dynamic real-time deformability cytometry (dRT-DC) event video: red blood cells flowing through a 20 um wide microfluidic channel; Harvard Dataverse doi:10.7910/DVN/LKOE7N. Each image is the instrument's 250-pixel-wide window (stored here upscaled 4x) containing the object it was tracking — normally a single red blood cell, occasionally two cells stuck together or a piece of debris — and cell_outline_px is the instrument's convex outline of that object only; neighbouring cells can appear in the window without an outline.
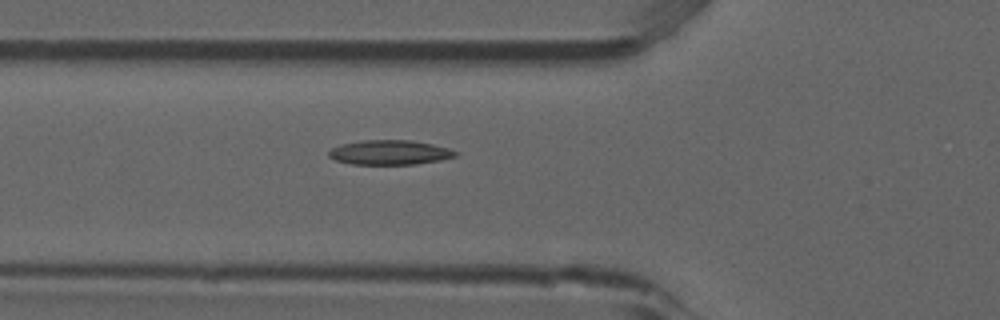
{"species": "common noctule bat (a hibernating species)", "species_latin": "Nyctalus noctula", "temperature_condition": "room temperature", "stored_images_in_passage": 53, "camera_frame_rate_fps": 3000, "um_per_image_px": 0.085, "animal": {"sex": "male", "forearm_length_mm": 52.5}, "frame": {"image": 1, "passage_image": 19, "time_ms": 6.0, "image_size_px": [1000, 320], "cell_outline_px": [[460, 152], [456, 156], [440, 160], [416, 164], [352, 164], [336, 160], [328, 156], [328, 152], [332, 148], [340, 144], [360, 140], [412, 140], [432, 144], [448, 148]], "centroid_in_image_um": [33.13, 12.95], "position_along_channel_um": 92.7, "area_um2": 18.21}}
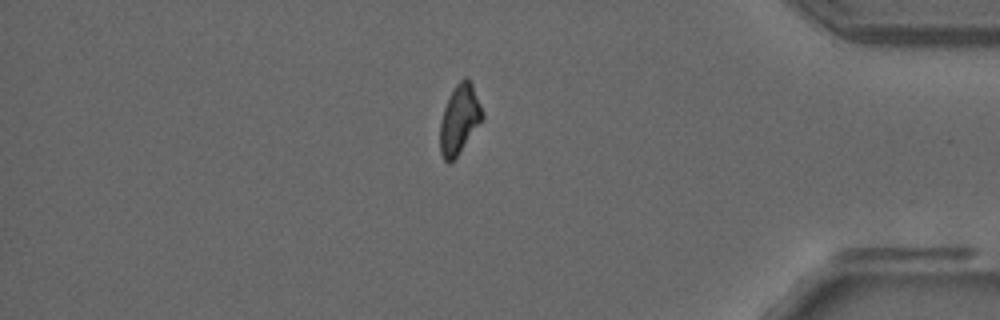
{"frame": {"image": 2, "passage_image": 45, "time_ms": 14.667, "image_size_px": [1000, 320], "cell_outline_px": [[484, 116], [456, 156], [448, 164], [444, 160], [440, 152], [440, 120], [444, 108], [456, 84], [464, 76], [468, 76], [472, 84], [484, 112]], "centroid_in_image_um": [39.04, 10.1], "position_along_channel_um": 396.2, "area_um2": 16.7}}
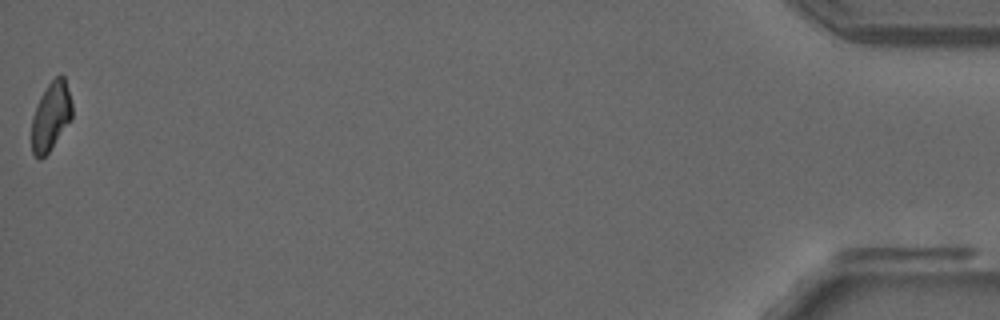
{"frame": {"image": 3, "passage_image": 53, "time_ms": 17.333, "image_size_px": [1000, 320], "cell_outline_px": [[72, 120], [48, 152], [40, 160], [32, 152], [32, 116], [36, 104], [40, 96], [48, 84], [60, 72], [64, 76], [72, 104]], "centroid_in_image_um": [4.33, 9.86], "position_along_channel_um": 430.9, "area_um2": 16.24}, "authors_computed_cell_mechanics": {"area_um2": 17.8024, "velocity_mm_per_s": 3.8718, "shape_relaxation_time_tau1_ms": null, "shape_relaxation_time_tau2_ms": 9.8134, "deformation_change_tau1": null, "deformation_change_tau2": 0.1703}}